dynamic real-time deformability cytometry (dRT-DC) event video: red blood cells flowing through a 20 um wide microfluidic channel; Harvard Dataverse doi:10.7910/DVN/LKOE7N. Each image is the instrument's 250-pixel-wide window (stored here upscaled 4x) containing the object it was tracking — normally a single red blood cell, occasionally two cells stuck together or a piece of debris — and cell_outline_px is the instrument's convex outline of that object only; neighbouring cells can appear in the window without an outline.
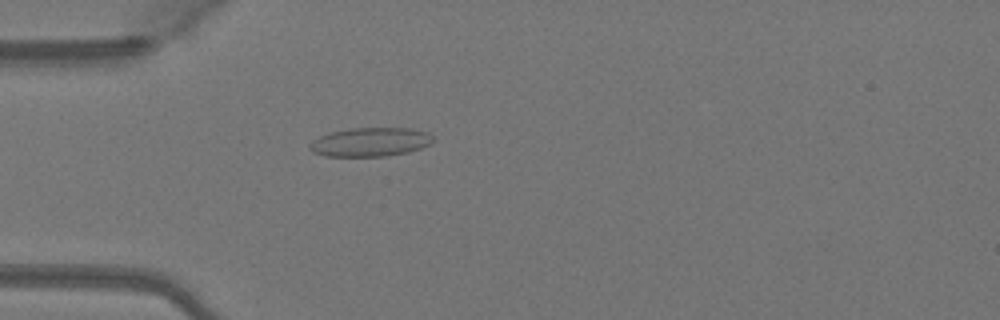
{"species": "Egyptian fruit bat (a non-hibernating species)", "species_latin": "Rousettus aegyptiacus", "temperature_condition": "warm", "stored_images_in_passage": 43, "camera_frame_rate_fps": 3000, "um_per_image_px": 0.085, "animal": {"sex": "female"}, "frame": {"image": 1, "passage_image": 8, "time_ms": 2.333, "image_size_px": [1000, 320], "cell_outline_px": [[432, 144], [408, 152], [388, 156], [324, 156], [312, 152], [308, 148], [308, 144], [312, 140], [328, 132], [348, 128], [412, 128], [428, 132], [432, 136]], "centroid_in_image_um": [31.44, 12.07], "position_along_channel_um": 53.6, "area_um2": 21.04}}
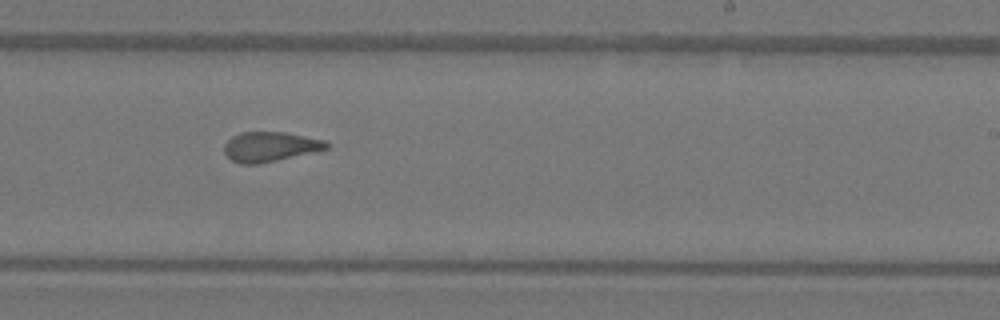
{"frame": {"image": 2, "passage_image": 24, "time_ms": 7.667, "image_size_px": [1000, 320], "cell_outline_px": [[328, 148], [260, 164], [240, 164], [232, 160], [224, 152], [224, 144], [232, 136], [240, 132], [284, 132], [324, 140], [328, 144]], "centroid_in_image_um": [22.9, 12.47], "position_along_channel_um": 266.1, "area_um2": 17.51}}
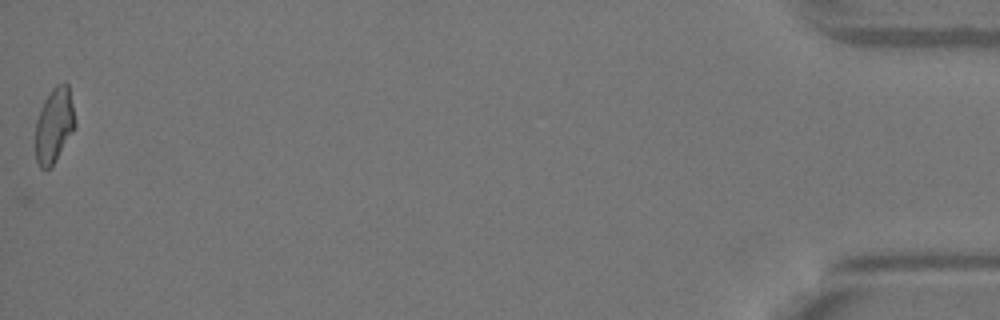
{"frame": {"image": 3, "passage_image": 43, "time_ms": 14.0, "image_size_px": [1000, 320], "cell_outline_px": [[76, 124], [72, 132], [52, 164], [48, 168], [40, 168], [36, 160], [36, 120], [40, 108], [44, 100], [52, 88], [56, 84], [64, 80], [68, 84]], "centroid_in_image_um": [4.59, 10.57], "position_along_channel_um": 430.6, "area_um2": 16.99}, "authors_computed_cell_mechanics": {"area_um2": 18.1492, "velocity_mm_per_s": 4.1207, "shape_relaxation_time_tau1_ms": null, "shape_relaxation_time_tau2_ms": 1.4792, "deformation_change_tau1": null, "deformation_change_tau2": 0.0911}}